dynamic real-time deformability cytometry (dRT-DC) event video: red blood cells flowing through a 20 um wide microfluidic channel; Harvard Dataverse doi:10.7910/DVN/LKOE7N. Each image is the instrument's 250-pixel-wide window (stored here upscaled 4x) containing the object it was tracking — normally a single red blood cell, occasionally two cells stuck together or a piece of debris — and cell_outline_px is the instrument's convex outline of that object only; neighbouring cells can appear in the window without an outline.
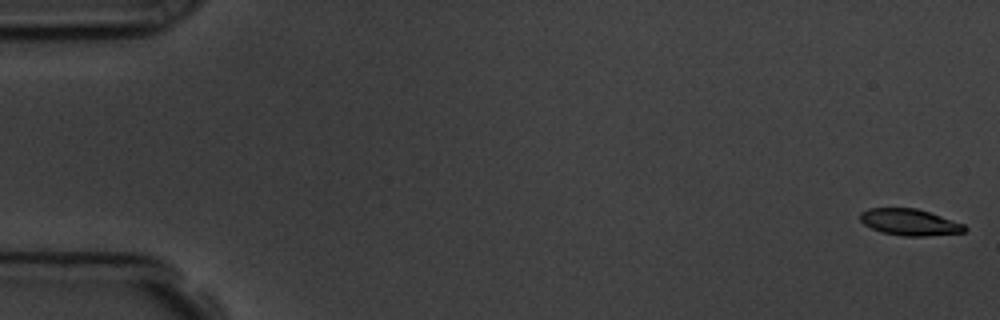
{"species": "common noctule bat (a hibernating species)", "species_latin": "Nyctalus noctula", "temperature_condition": "room temperature", "stored_images_in_passage": 57, "camera_frame_rate_fps": 3000, "um_per_image_px": 0.085, "animal": {"sex": "male", "body_mass_g": 19.5, "forearm_length_mm": 54.6}, "frame": {"image": 1, "passage_image": 1, "time_ms": 0.0, "image_size_px": [1000, 320], "cell_outline_px": [[968, 228], [964, 232], [924, 236], [904, 236], [880, 232], [864, 224], [860, 220], [860, 212], [868, 208], [916, 208], [964, 224]], "centroid_in_image_um": [77.29, 18.88], "position_along_channel_um": 7.7, "area_um2": 16.01}}
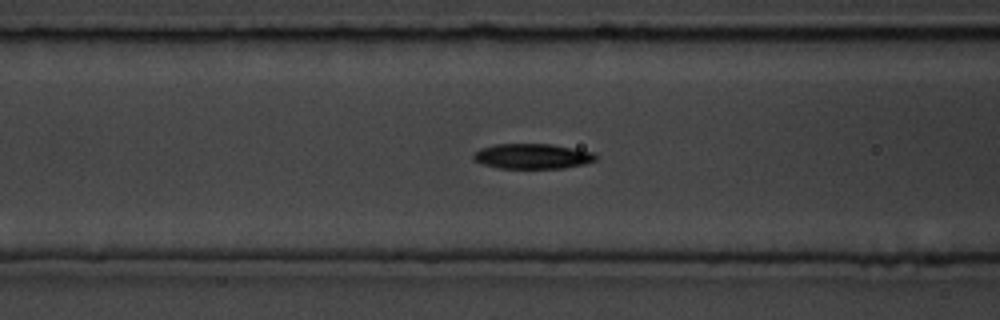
{"frame": {"image": 2, "passage_image": 23, "time_ms": 7.333, "image_size_px": [1000, 320], "cell_outline_px": [[596, 160], [584, 164], [564, 168], [500, 168], [484, 164], [472, 160], [472, 156], [480, 148], [496, 144], [552, 144], [596, 152]], "centroid_in_image_um": [45.28, 13.27], "position_along_channel_um": 121.3, "area_um2": 17.98}}
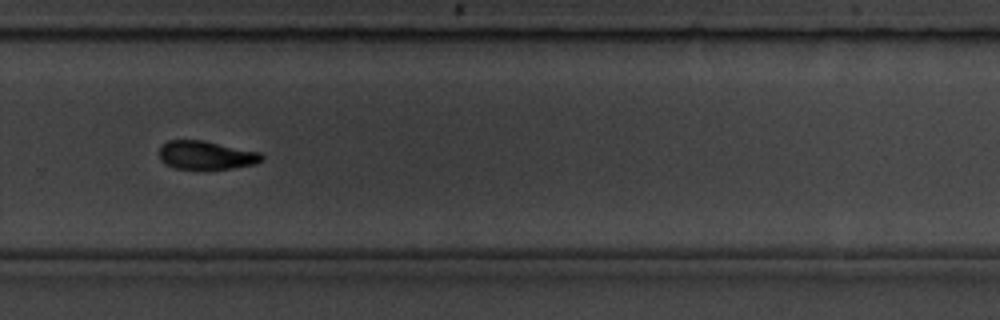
{"frame": {"image": 3, "passage_image": 39, "time_ms": 12.667, "image_size_px": [1000, 320], "cell_outline_px": [[264, 160], [256, 164], [232, 168], [176, 168], [164, 164], [160, 160], [160, 148], [168, 140], [204, 140], [260, 152], [264, 156]], "centroid_in_image_um": [17.55, 13.18], "position_along_channel_um": 312.2, "area_um2": 16.94}, "authors_computed_cell_mechanics": {"area_um2": 17.5134, "velocity_mm_per_s": 3.5862, "shape_relaxation_time_tau1_ms": 2.8798, "shape_relaxation_time_tau2_ms": null, "deformation_change_tau1": 0.1535, "deformation_change_tau2": null}}